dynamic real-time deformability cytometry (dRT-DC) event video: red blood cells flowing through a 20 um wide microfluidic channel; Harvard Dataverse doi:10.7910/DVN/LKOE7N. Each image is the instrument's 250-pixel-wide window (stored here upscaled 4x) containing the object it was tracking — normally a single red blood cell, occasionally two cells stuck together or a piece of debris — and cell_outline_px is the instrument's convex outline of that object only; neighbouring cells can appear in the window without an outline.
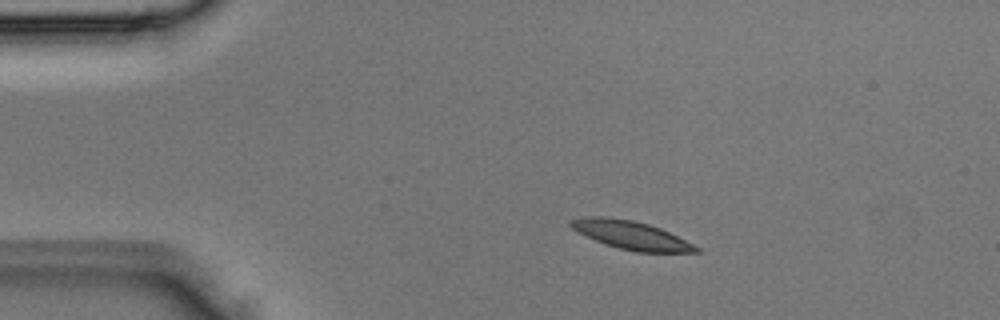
{"species": "Egyptian fruit bat (a non-hibernating species)", "species_latin": "Rousettus aegyptiacus", "temperature_condition": "room temperature", "stored_images_in_passage": 3, "segment_of_instrument_passage": [1, 2], "camera_frame_rate_fps": 3000, "um_per_image_px": 0.085, "animal": {"sex": "male"}, "frame": {"image": 1, "passage_image": 1, "time_ms": 0.0, "image_size_px": [1000, 320], "cell_outline_px": [[700, 252], [636, 252], [604, 244], [572, 228], [568, 224], [568, 220], [584, 216], [608, 216], [632, 220], [648, 224], [660, 228], [700, 248]], "centroid_in_image_um": [53.6, 19.97], "position_along_channel_um": 31.4, "area_um2": 20.46}}